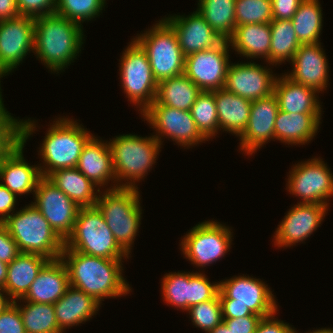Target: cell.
I'll use <instances>...</instances> for the list:
<instances>
[{
    "label": "cell",
    "instance_id": "6da1fadb",
    "mask_svg": "<svg viewBox=\"0 0 333 333\" xmlns=\"http://www.w3.org/2000/svg\"><path fill=\"white\" fill-rule=\"evenodd\" d=\"M61 260L66 265L70 286L80 289L102 303L130 293L122 276V259H106L63 248Z\"/></svg>",
    "mask_w": 333,
    "mask_h": 333
},
{
    "label": "cell",
    "instance_id": "7a4b0ae2",
    "mask_svg": "<svg viewBox=\"0 0 333 333\" xmlns=\"http://www.w3.org/2000/svg\"><path fill=\"white\" fill-rule=\"evenodd\" d=\"M82 25L57 14L35 17L34 51L54 73L76 59L83 44Z\"/></svg>",
    "mask_w": 333,
    "mask_h": 333
},
{
    "label": "cell",
    "instance_id": "3957f363",
    "mask_svg": "<svg viewBox=\"0 0 333 333\" xmlns=\"http://www.w3.org/2000/svg\"><path fill=\"white\" fill-rule=\"evenodd\" d=\"M218 283L223 319L253 314L265 318L277 313L278 306L274 295L262 280L249 276H235Z\"/></svg>",
    "mask_w": 333,
    "mask_h": 333
},
{
    "label": "cell",
    "instance_id": "277c9868",
    "mask_svg": "<svg viewBox=\"0 0 333 333\" xmlns=\"http://www.w3.org/2000/svg\"><path fill=\"white\" fill-rule=\"evenodd\" d=\"M98 196L96 207L112 231L119 246L129 255L141 224L142 209L138 188H108Z\"/></svg>",
    "mask_w": 333,
    "mask_h": 333
},
{
    "label": "cell",
    "instance_id": "5b68a950",
    "mask_svg": "<svg viewBox=\"0 0 333 333\" xmlns=\"http://www.w3.org/2000/svg\"><path fill=\"white\" fill-rule=\"evenodd\" d=\"M21 253H36L50 260L59 259L64 241L51 228L41 212L29 204L2 223Z\"/></svg>",
    "mask_w": 333,
    "mask_h": 333
},
{
    "label": "cell",
    "instance_id": "8992f818",
    "mask_svg": "<svg viewBox=\"0 0 333 333\" xmlns=\"http://www.w3.org/2000/svg\"><path fill=\"white\" fill-rule=\"evenodd\" d=\"M108 143L117 187L138 188L135 181L145 177L155 164L161 143L153 135L143 138L135 134L119 135ZM121 179L127 182L121 185Z\"/></svg>",
    "mask_w": 333,
    "mask_h": 333
},
{
    "label": "cell",
    "instance_id": "52a82bcc",
    "mask_svg": "<svg viewBox=\"0 0 333 333\" xmlns=\"http://www.w3.org/2000/svg\"><path fill=\"white\" fill-rule=\"evenodd\" d=\"M53 122L39 151L46 166H40L42 177L59 169L77 167L83 147L93 136L72 119L58 118Z\"/></svg>",
    "mask_w": 333,
    "mask_h": 333
},
{
    "label": "cell",
    "instance_id": "ba28073f",
    "mask_svg": "<svg viewBox=\"0 0 333 333\" xmlns=\"http://www.w3.org/2000/svg\"><path fill=\"white\" fill-rule=\"evenodd\" d=\"M64 247L106 259H124L129 256L115 240L96 206L79 208L73 230L64 241Z\"/></svg>",
    "mask_w": 333,
    "mask_h": 333
},
{
    "label": "cell",
    "instance_id": "9c48e42d",
    "mask_svg": "<svg viewBox=\"0 0 333 333\" xmlns=\"http://www.w3.org/2000/svg\"><path fill=\"white\" fill-rule=\"evenodd\" d=\"M145 33L134 38L145 50L154 78L163 80L184 74L185 56L173 28L159 20Z\"/></svg>",
    "mask_w": 333,
    "mask_h": 333
},
{
    "label": "cell",
    "instance_id": "30bf717a",
    "mask_svg": "<svg viewBox=\"0 0 333 333\" xmlns=\"http://www.w3.org/2000/svg\"><path fill=\"white\" fill-rule=\"evenodd\" d=\"M122 87L130 102L139 105L141 114L155 101L158 82L154 78L145 50L133 39L120 61Z\"/></svg>",
    "mask_w": 333,
    "mask_h": 333
},
{
    "label": "cell",
    "instance_id": "8fae6325",
    "mask_svg": "<svg viewBox=\"0 0 333 333\" xmlns=\"http://www.w3.org/2000/svg\"><path fill=\"white\" fill-rule=\"evenodd\" d=\"M231 229L215 221L195 225L184 236L180 245L182 253L196 267L204 268L223 257L231 248Z\"/></svg>",
    "mask_w": 333,
    "mask_h": 333
},
{
    "label": "cell",
    "instance_id": "7c38bea8",
    "mask_svg": "<svg viewBox=\"0 0 333 333\" xmlns=\"http://www.w3.org/2000/svg\"><path fill=\"white\" fill-rule=\"evenodd\" d=\"M291 169L288 191L301 198L300 203L329 206L326 200L333 196V175L322 159H309L295 164Z\"/></svg>",
    "mask_w": 333,
    "mask_h": 333
},
{
    "label": "cell",
    "instance_id": "4fadbf2b",
    "mask_svg": "<svg viewBox=\"0 0 333 333\" xmlns=\"http://www.w3.org/2000/svg\"><path fill=\"white\" fill-rule=\"evenodd\" d=\"M34 38V17L20 15L0 21V78L17 68L28 52H34Z\"/></svg>",
    "mask_w": 333,
    "mask_h": 333
},
{
    "label": "cell",
    "instance_id": "5bb4252c",
    "mask_svg": "<svg viewBox=\"0 0 333 333\" xmlns=\"http://www.w3.org/2000/svg\"><path fill=\"white\" fill-rule=\"evenodd\" d=\"M141 115L153 126V129H156V135L153 136L161 144L162 136L171 138L183 147L197 145L207 140L198 130L190 111L166 105H150Z\"/></svg>",
    "mask_w": 333,
    "mask_h": 333
},
{
    "label": "cell",
    "instance_id": "9a60e30c",
    "mask_svg": "<svg viewBox=\"0 0 333 333\" xmlns=\"http://www.w3.org/2000/svg\"><path fill=\"white\" fill-rule=\"evenodd\" d=\"M229 42L185 57L184 74L202 91L223 89L229 67Z\"/></svg>",
    "mask_w": 333,
    "mask_h": 333
},
{
    "label": "cell",
    "instance_id": "2e32d148",
    "mask_svg": "<svg viewBox=\"0 0 333 333\" xmlns=\"http://www.w3.org/2000/svg\"><path fill=\"white\" fill-rule=\"evenodd\" d=\"M32 203L49 222L56 234L65 241L71 234L79 206L47 177H42Z\"/></svg>",
    "mask_w": 333,
    "mask_h": 333
},
{
    "label": "cell",
    "instance_id": "e0dca14e",
    "mask_svg": "<svg viewBox=\"0 0 333 333\" xmlns=\"http://www.w3.org/2000/svg\"><path fill=\"white\" fill-rule=\"evenodd\" d=\"M162 280L164 301L184 311L192 305L213 299L219 292V283H210L203 273L171 272Z\"/></svg>",
    "mask_w": 333,
    "mask_h": 333
},
{
    "label": "cell",
    "instance_id": "ac0fdd59",
    "mask_svg": "<svg viewBox=\"0 0 333 333\" xmlns=\"http://www.w3.org/2000/svg\"><path fill=\"white\" fill-rule=\"evenodd\" d=\"M22 130V140L11 150L3 160L0 168V182L9 191L17 195L34 193L42 178L40 166H30L23 157L26 140L35 131L33 120H19ZM33 190V191H32Z\"/></svg>",
    "mask_w": 333,
    "mask_h": 333
},
{
    "label": "cell",
    "instance_id": "d6986e66",
    "mask_svg": "<svg viewBox=\"0 0 333 333\" xmlns=\"http://www.w3.org/2000/svg\"><path fill=\"white\" fill-rule=\"evenodd\" d=\"M276 76L255 62L230 64L224 89L242 98L254 101L274 92Z\"/></svg>",
    "mask_w": 333,
    "mask_h": 333
},
{
    "label": "cell",
    "instance_id": "ffe728a7",
    "mask_svg": "<svg viewBox=\"0 0 333 333\" xmlns=\"http://www.w3.org/2000/svg\"><path fill=\"white\" fill-rule=\"evenodd\" d=\"M327 210L328 206L318 203H297L278 225L274 244L290 247L306 240L320 226Z\"/></svg>",
    "mask_w": 333,
    "mask_h": 333
},
{
    "label": "cell",
    "instance_id": "44dd1931",
    "mask_svg": "<svg viewBox=\"0 0 333 333\" xmlns=\"http://www.w3.org/2000/svg\"><path fill=\"white\" fill-rule=\"evenodd\" d=\"M278 111V100L274 93L252 101L246 129L239 139L241 151L252 155L268 140L275 139V120Z\"/></svg>",
    "mask_w": 333,
    "mask_h": 333
},
{
    "label": "cell",
    "instance_id": "7402d4cb",
    "mask_svg": "<svg viewBox=\"0 0 333 333\" xmlns=\"http://www.w3.org/2000/svg\"><path fill=\"white\" fill-rule=\"evenodd\" d=\"M163 19L175 31L185 57L192 53L212 49L223 41L197 11L187 17L175 15Z\"/></svg>",
    "mask_w": 333,
    "mask_h": 333
},
{
    "label": "cell",
    "instance_id": "603a6c76",
    "mask_svg": "<svg viewBox=\"0 0 333 333\" xmlns=\"http://www.w3.org/2000/svg\"><path fill=\"white\" fill-rule=\"evenodd\" d=\"M293 72L288 78L292 81L314 88L318 92L328 85V62L321 44H301L292 61Z\"/></svg>",
    "mask_w": 333,
    "mask_h": 333
},
{
    "label": "cell",
    "instance_id": "cb8c5ba5",
    "mask_svg": "<svg viewBox=\"0 0 333 333\" xmlns=\"http://www.w3.org/2000/svg\"><path fill=\"white\" fill-rule=\"evenodd\" d=\"M69 286L68 271L61 258L49 260L39 271L26 295L19 300L54 304L65 294Z\"/></svg>",
    "mask_w": 333,
    "mask_h": 333
},
{
    "label": "cell",
    "instance_id": "d4e9b609",
    "mask_svg": "<svg viewBox=\"0 0 333 333\" xmlns=\"http://www.w3.org/2000/svg\"><path fill=\"white\" fill-rule=\"evenodd\" d=\"M76 168L100 188L110 180L116 181L109 143H104L94 135L83 147Z\"/></svg>",
    "mask_w": 333,
    "mask_h": 333
},
{
    "label": "cell",
    "instance_id": "484cf974",
    "mask_svg": "<svg viewBox=\"0 0 333 333\" xmlns=\"http://www.w3.org/2000/svg\"><path fill=\"white\" fill-rule=\"evenodd\" d=\"M279 110L287 113L321 114V105L314 88L292 81L286 74L276 78L274 92Z\"/></svg>",
    "mask_w": 333,
    "mask_h": 333
},
{
    "label": "cell",
    "instance_id": "4316f807",
    "mask_svg": "<svg viewBox=\"0 0 333 333\" xmlns=\"http://www.w3.org/2000/svg\"><path fill=\"white\" fill-rule=\"evenodd\" d=\"M100 302L78 288L69 286L65 294L53 304L59 329L90 320L99 310Z\"/></svg>",
    "mask_w": 333,
    "mask_h": 333
},
{
    "label": "cell",
    "instance_id": "83f0119b",
    "mask_svg": "<svg viewBox=\"0 0 333 333\" xmlns=\"http://www.w3.org/2000/svg\"><path fill=\"white\" fill-rule=\"evenodd\" d=\"M49 260L36 253H20L8 264L7 279L3 290L12 301L22 299L26 295L39 271Z\"/></svg>",
    "mask_w": 333,
    "mask_h": 333
},
{
    "label": "cell",
    "instance_id": "f1b7e54d",
    "mask_svg": "<svg viewBox=\"0 0 333 333\" xmlns=\"http://www.w3.org/2000/svg\"><path fill=\"white\" fill-rule=\"evenodd\" d=\"M321 115L295 114L279 110L275 120V139L288 145L307 144L319 129Z\"/></svg>",
    "mask_w": 333,
    "mask_h": 333
},
{
    "label": "cell",
    "instance_id": "f546056e",
    "mask_svg": "<svg viewBox=\"0 0 333 333\" xmlns=\"http://www.w3.org/2000/svg\"><path fill=\"white\" fill-rule=\"evenodd\" d=\"M219 129L241 136L250 116L252 101L227 90H214Z\"/></svg>",
    "mask_w": 333,
    "mask_h": 333
},
{
    "label": "cell",
    "instance_id": "4dcf8cb0",
    "mask_svg": "<svg viewBox=\"0 0 333 333\" xmlns=\"http://www.w3.org/2000/svg\"><path fill=\"white\" fill-rule=\"evenodd\" d=\"M228 42L238 54L249 57V59L262 57L269 64L270 23L237 26Z\"/></svg>",
    "mask_w": 333,
    "mask_h": 333
},
{
    "label": "cell",
    "instance_id": "1f68e13d",
    "mask_svg": "<svg viewBox=\"0 0 333 333\" xmlns=\"http://www.w3.org/2000/svg\"><path fill=\"white\" fill-rule=\"evenodd\" d=\"M79 207H94L100 193L92 181L86 178L76 167L59 169L47 177ZM96 192H95V191Z\"/></svg>",
    "mask_w": 333,
    "mask_h": 333
},
{
    "label": "cell",
    "instance_id": "d6a6232c",
    "mask_svg": "<svg viewBox=\"0 0 333 333\" xmlns=\"http://www.w3.org/2000/svg\"><path fill=\"white\" fill-rule=\"evenodd\" d=\"M202 90L185 74L158 83L156 99L151 105H166L190 111Z\"/></svg>",
    "mask_w": 333,
    "mask_h": 333
},
{
    "label": "cell",
    "instance_id": "836d02e7",
    "mask_svg": "<svg viewBox=\"0 0 333 333\" xmlns=\"http://www.w3.org/2000/svg\"><path fill=\"white\" fill-rule=\"evenodd\" d=\"M236 0H199L196 10L223 40H229L236 28Z\"/></svg>",
    "mask_w": 333,
    "mask_h": 333
},
{
    "label": "cell",
    "instance_id": "e575fe53",
    "mask_svg": "<svg viewBox=\"0 0 333 333\" xmlns=\"http://www.w3.org/2000/svg\"><path fill=\"white\" fill-rule=\"evenodd\" d=\"M271 45L269 50V63L280 64L292 61L295 53L299 49V42L293 22L291 20L273 19L270 22Z\"/></svg>",
    "mask_w": 333,
    "mask_h": 333
},
{
    "label": "cell",
    "instance_id": "d590c367",
    "mask_svg": "<svg viewBox=\"0 0 333 333\" xmlns=\"http://www.w3.org/2000/svg\"><path fill=\"white\" fill-rule=\"evenodd\" d=\"M291 21L301 44L320 42L323 20L319 0H303Z\"/></svg>",
    "mask_w": 333,
    "mask_h": 333
},
{
    "label": "cell",
    "instance_id": "8d00e7d4",
    "mask_svg": "<svg viewBox=\"0 0 333 333\" xmlns=\"http://www.w3.org/2000/svg\"><path fill=\"white\" fill-rule=\"evenodd\" d=\"M18 305L26 333H63L58 326L53 304L24 301Z\"/></svg>",
    "mask_w": 333,
    "mask_h": 333
},
{
    "label": "cell",
    "instance_id": "74e56055",
    "mask_svg": "<svg viewBox=\"0 0 333 333\" xmlns=\"http://www.w3.org/2000/svg\"><path fill=\"white\" fill-rule=\"evenodd\" d=\"M192 118L200 133L210 139L219 130L214 91H202L190 109Z\"/></svg>",
    "mask_w": 333,
    "mask_h": 333
},
{
    "label": "cell",
    "instance_id": "f35d334b",
    "mask_svg": "<svg viewBox=\"0 0 333 333\" xmlns=\"http://www.w3.org/2000/svg\"><path fill=\"white\" fill-rule=\"evenodd\" d=\"M106 0H56L55 14L80 25L100 14Z\"/></svg>",
    "mask_w": 333,
    "mask_h": 333
},
{
    "label": "cell",
    "instance_id": "ab89813d",
    "mask_svg": "<svg viewBox=\"0 0 333 333\" xmlns=\"http://www.w3.org/2000/svg\"><path fill=\"white\" fill-rule=\"evenodd\" d=\"M235 19L236 27L270 23L273 20L271 0H236Z\"/></svg>",
    "mask_w": 333,
    "mask_h": 333
},
{
    "label": "cell",
    "instance_id": "60d3db41",
    "mask_svg": "<svg viewBox=\"0 0 333 333\" xmlns=\"http://www.w3.org/2000/svg\"><path fill=\"white\" fill-rule=\"evenodd\" d=\"M187 311L193 325L209 333L222 321V306L217 294L213 299L192 305Z\"/></svg>",
    "mask_w": 333,
    "mask_h": 333
},
{
    "label": "cell",
    "instance_id": "b9f144b4",
    "mask_svg": "<svg viewBox=\"0 0 333 333\" xmlns=\"http://www.w3.org/2000/svg\"><path fill=\"white\" fill-rule=\"evenodd\" d=\"M2 100L0 96V168L6 156L22 140L20 121L6 111Z\"/></svg>",
    "mask_w": 333,
    "mask_h": 333
},
{
    "label": "cell",
    "instance_id": "7bdbcfd3",
    "mask_svg": "<svg viewBox=\"0 0 333 333\" xmlns=\"http://www.w3.org/2000/svg\"><path fill=\"white\" fill-rule=\"evenodd\" d=\"M20 15L39 17L55 13L56 0H16Z\"/></svg>",
    "mask_w": 333,
    "mask_h": 333
},
{
    "label": "cell",
    "instance_id": "ee69618b",
    "mask_svg": "<svg viewBox=\"0 0 333 333\" xmlns=\"http://www.w3.org/2000/svg\"><path fill=\"white\" fill-rule=\"evenodd\" d=\"M0 333H26L16 301L0 313Z\"/></svg>",
    "mask_w": 333,
    "mask_h": 333
},
{
    "label": "cell",
    "instance_id": "f6af8a7d",
    "mask_svg": "<svg viewBox=\"0 0 333 333\" xmlns=\"http://www.w3.org/2000/svg\"><path fill=\"white\" fill-rule=\"evenodd\" d=\"M21 252L7 228L0 223V260L9 264Z\"/></svg>",
    "mask_w": 333,
    "mask_h": 333
},
{
    "label": "cell",
    "instance_id": "bcb514c9",
    "mask_svg": "<svg viewBox=\"0 0 333 333\" xmlns=\"http://www.w3.org/2000/svg\"><path fill=\"white\" fill-rule=\"evenodd\" d=\"M262 318V316L253 314L240 318L223 319V322L232 331V333H255Z\"/></svg>",
    "mask_w": 333,
    "mask_h": 333
},
{
    "label": "cell",
    "instance_id": "7dc6e473",
    "mask_svg": "<svg viewBox=\"0 0 333 333\" xmlns=\"http://www.w3.org/2000/svg\"><path fill=\"white\" fill-rule=\"evenodd\" d=\"M303 0H271L273 19L291 20Z\"/></svg>",
    "mask_w": 333,
    "mask_h": 333
},
{
    "label": "cell",
    "instance_id": "c3c4849f",
    "mask_svg": "<svg viewBox=\"0 0 333 333\" xmlns=\"http://www.w3.org/2000/svg\"><path fill=\"white\" fill-rule=\"evenodd\" d=\"M275 314L262 318L259 322L255 333H293L294 327L292 328L289 324L283 321L275 319Z\"/></svg>",
    "mask_w": 333,
    "mask_h": 333
},
{
    "label": "cell",
    "instance_id": "681fc988",
    "mask_svg": "<svg viewBox=\"0 0 333 333\" xmlns=\"http://www.w3.org/2000/svg\"><path fill=\"white\" fill-rule=\"evenodd\" d=\"M16 195L0 183V223H3L14 212Z\"/></svg>",
    "mask_w": 333,
    "mask_h": 333
},
{
    "label": "cell",
    "instance_id": "f907efd6",
    "mask_svg": "<svg viewBox=\"0 0 333 333\" xmlns=\"http://www.w3.org/2000/svg\"><path fill=\"white\" fill-rule=\"evenodd\" d=\"M20 16L16 0H0V21Z\"/></svg>",
    "mask_w": 333,
    "mask_h": 333
},
{
    "label": "cell",
    "instance_id": "816d5d0a",
    "mask_svg": "<svg viewBox=\"0 0 333 333\" xmlns=\"http://www.w3.org/2000/svg\"><path fill=\"white\" fill-rule=\"evenodd\" d=\"M4 293L6 292L3 290V288H0V313H2L13 302L11 299H9V297H7L8 294Z\"/></svg>",
    "mask_w": 333,
    "mask_h": 333
},
{
    "label": "cell",
    "instance_id": "f5cc1de1",
    "mask_svg": "<svg viewBox=\"0 0 333 333\" xmlns=\"http://www.w3.org/2000/svg\"><path fill=\"white\" fill-rule=\"evenodd\" d=\"M8 272V264L0 260V288L5 287Z\"/></svg>",
    "mask_w": 333,
    "mask_h": 333
},
{
    "label": "cell",
    "instance_id": "db71d44e",
    "mask_svg": "<svg viewBox=\"0 0 333 333\" xmlns=\"http://www.w3.org/2000/svg\"><path fill=\"white\" fill-rule=\"evenodd\" d=\"M209 333H232V331L226 326V324L222 321L219 325H217L213 330Z\"/></svg>",
    "mask_w": 333,
    "mask_h": 333
},
{
    "label": "cell",
    "instance_id": "11a10c76",
    "mask_svg": "<svg viewBox=\"0 0 333 333\" xmlns=\"http://www.w3.org/2000/svg\"><path fill=\"white\" fill-rule=\"evenodd\" d=\"M293 333H297L296 330L294 329V332ZM308 333H333V328H321V329H317V330H314L313 332H308Z\"/></svg>",
    "mask_w": 333,
    "mask_h": 333
}]
</instances>
